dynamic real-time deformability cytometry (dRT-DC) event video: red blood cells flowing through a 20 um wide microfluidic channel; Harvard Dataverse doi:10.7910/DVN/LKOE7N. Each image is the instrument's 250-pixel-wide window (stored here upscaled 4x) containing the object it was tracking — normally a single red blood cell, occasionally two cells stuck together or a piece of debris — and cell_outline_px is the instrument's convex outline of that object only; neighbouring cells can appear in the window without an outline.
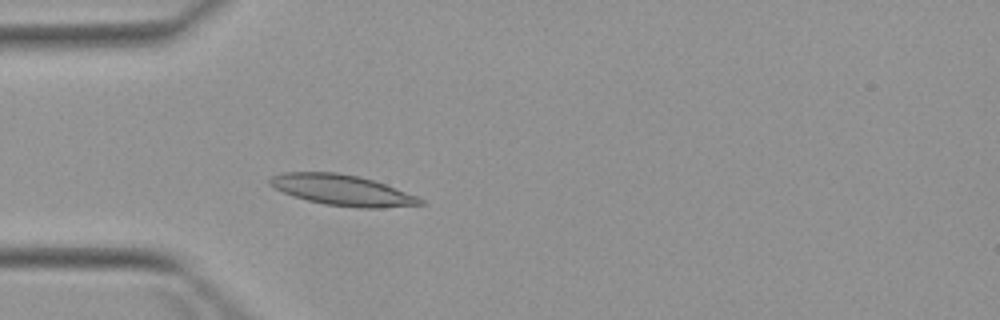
{"species": "Egyptian fruit bat (a non-hibernating species)", "species_latin": "Rousettus aegyptiacus", "temperature_condition": "warm", "stored_images_in_passage": 5, "camera_frame_rate_fps": 3000, "um_per_image_px": 0.085, "animal": {"sex": "female"}, "frame": {"image": 1, "passage_image": 5, "time_ms": 4.667, "image_size_px": [1000, 320], "cell_outline_px": [[424, 204], [384, 208], [356, 208], [324, 204], [292, 196], [268, 184], [268, 180], [272, 176], [280, 172], [336, 172], [360, 176], [384, 184], [416, 196], [424, 200]], "centroid_in_image_um": [29.06, 16.16], "position_along_channel_um": 55.9, "area_um2": 26.88}}